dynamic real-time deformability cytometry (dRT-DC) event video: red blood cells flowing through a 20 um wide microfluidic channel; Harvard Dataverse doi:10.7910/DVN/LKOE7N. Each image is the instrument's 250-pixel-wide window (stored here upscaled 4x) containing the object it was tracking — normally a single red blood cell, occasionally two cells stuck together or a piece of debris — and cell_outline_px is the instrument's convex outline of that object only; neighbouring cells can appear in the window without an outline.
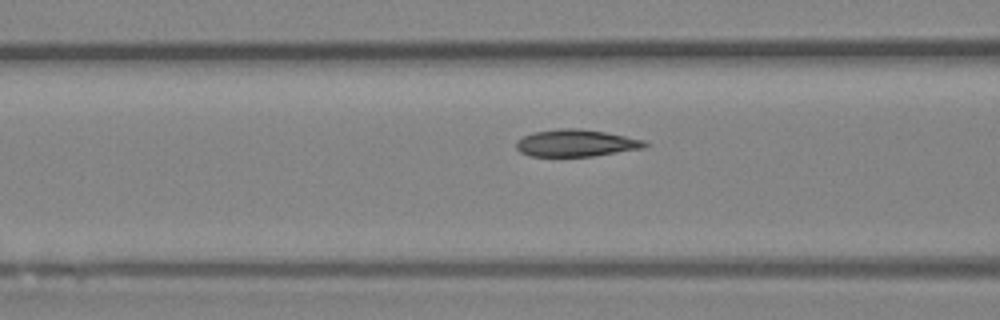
{"species": "Egyptian fruit bat (a non-hibernating species)", "species_latin": "Rousettus aegyptiacus", "temperature_condition": "room temperature", "stored_images_in_passage": 14, "camera_frame_rate_fps": 3000, "um_per_image_px": 0.085, "animal": {"sex": "female"}, "frame": {"image": 1, "passage_image": 12, "time_ms": 3.667, "image_size_px": [1000, 320], "cell_outline_px": [[648, 144], [644, 148], [592, 156], [528, 156], [520, 152], [516, 148], [516, 140], [532, 132], [560, 128], [580, 128], [604, 132], [644, 140]], "centroid_in_image_um": [48.92, 12.16], "position_along_channel_um": 117.7, "area_um2": 20.23}}